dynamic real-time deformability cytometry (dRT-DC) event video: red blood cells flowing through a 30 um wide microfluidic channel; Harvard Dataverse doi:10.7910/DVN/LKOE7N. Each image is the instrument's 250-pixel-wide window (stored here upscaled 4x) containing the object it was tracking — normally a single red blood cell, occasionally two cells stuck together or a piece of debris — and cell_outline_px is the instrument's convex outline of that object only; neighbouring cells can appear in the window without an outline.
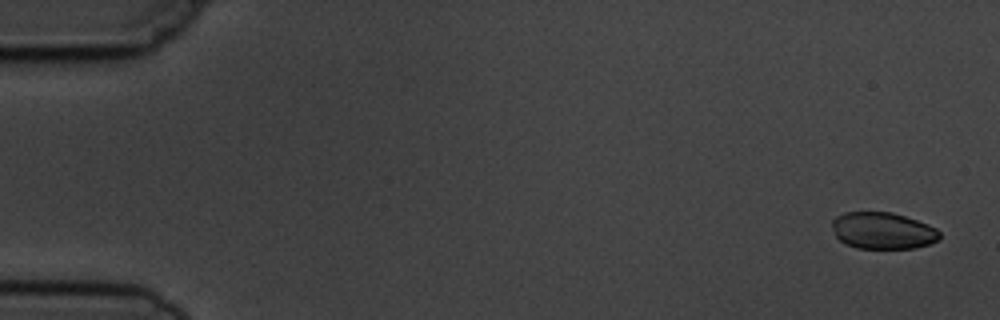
{"species": "common noctule bat (a hibernating species)", "species_latin": "Nyctalus noctula", "temperature_condition": "cold", "stored_images_in_passage": 4, "camera_frame_rate_fps": 3000, "um_per_image_px": 0.085, "animal": {"sex": "male", "body_mass_g": 19.5, "forearm_length_mm": 54.6}, "frame": {"image": 1, "passage_image": 1, "time_ms": 0.0, "image_size_px": [1000, 320], "cell_outline_px": [[940, 240], [916, 248], [856, 248], [844, 244], [836, 236], [832, 228], [832, 220], [836, 216], [844, 212], [892, 212], [928, 224], [936, 228], [940, 232]], "centroid_in_image_um": [75.03, 19.61], "position_along_channel_um": 10.0, "area_um2": 23.12}}
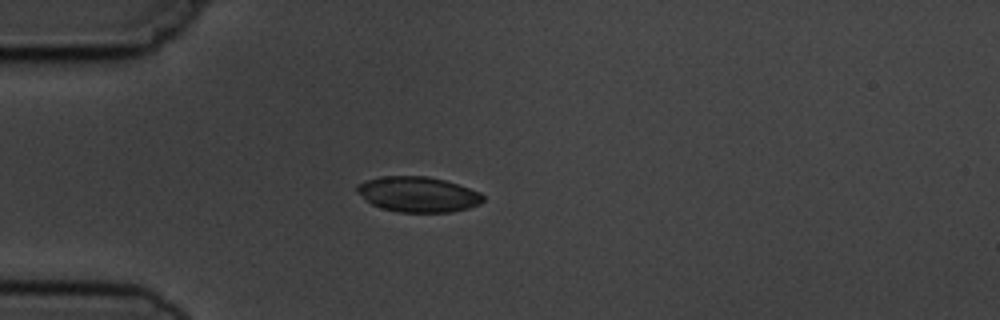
{"frame": {"image": 2, "passage_image": 4, "time_ms": 4.333, "image_size_px": [1000, 320], "cell_outline_px": [[484, 200], [480, 204], [468, 208], [452, 212], [400, 212], [380, 208], [372, 204], [356, 192], [356, 184], [364, 180], [384, 176], [428, 176], [444, 180], [480, 192], [484, 196]], "centroid_in_image_um": [35.51, 16.52], "position_along_channel_um": 49.5, "area_um2": 26.01}}